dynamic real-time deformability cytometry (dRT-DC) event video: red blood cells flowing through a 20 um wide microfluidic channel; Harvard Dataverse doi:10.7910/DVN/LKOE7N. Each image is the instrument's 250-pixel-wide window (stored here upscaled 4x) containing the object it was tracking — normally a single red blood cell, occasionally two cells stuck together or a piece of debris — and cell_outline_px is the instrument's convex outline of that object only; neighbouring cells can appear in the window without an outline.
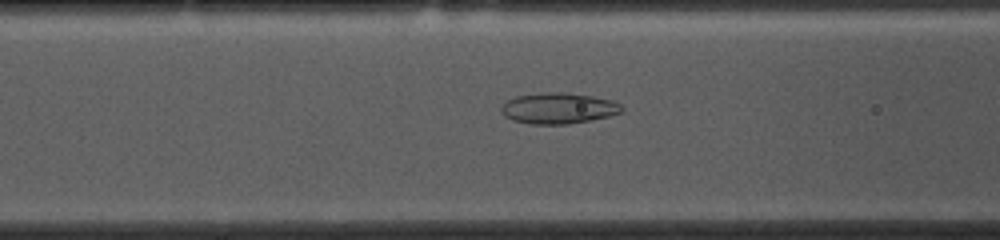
{"species": "common noctule bat (a hibernating species)", "species_latin": "Nyctalus noctula", "temperature_condition": "cold", "stored_images_in_passage": 52, "camera_frame_rate_fps": 3000, "um_per_image_px": 0.085, "animal": {"sex": "female", "body_mass_g": 10.0, "forearm_length_mm": 53.1}, "frame": {"image": 1, "passage_image": 19, "time_ms": 6.0, "image_size_px": [1000, 240], "cell_outline_px": [[624, 112], [592, 120], [568, 124], [532, 124], [512, 120], [504, 116], [500, 108], [508, 100], [516, 96], [544, 92], [560, 92], [592, 96], [612, 100], [620, 104], [624, 108]], "centroid_in_image_um": [47.49, 9.2], "position_along_channel_um": 119.1, "area_um2": 21.73}}
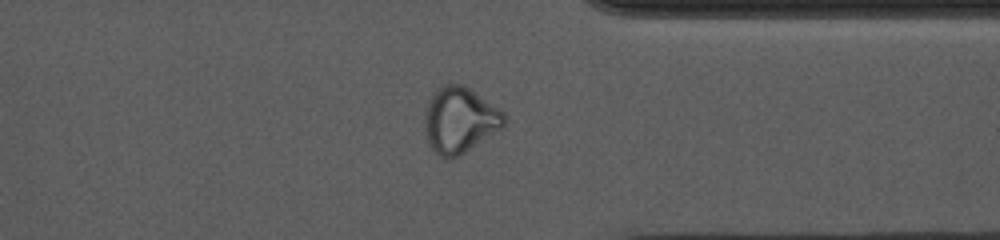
{"frame": {"image": 2, "passage_image": 40, "time_ms": 13.0, "image_size_px": [1000, 240], "cell_outline_px": [[508, 120], [500, 128], [460, 156], [440, 156], [432, 148], [428, 140], [424, 124], [424, 120], [428, 104], [436, 88], [444, 84], [464, 84], [504, 112]], "centroid_in_image_um": [39.09, 10.17], "position_along_channel_um": 372.3, "area_um2": 29.94}}
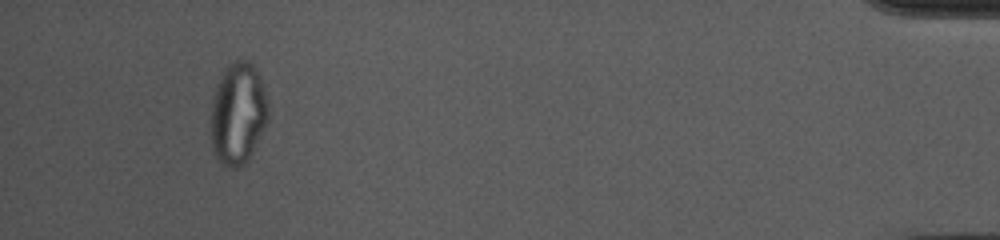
{"frame": {"image": 3, "passage_image": 49, "time_ms": 16.0, "image_size_px": [1000, 240], "cell_outline_px": [[268, 120], [248, 160], [240, 168], [232, 168], [216, 160], [212, 148], [212, 100], [216, 84], [228, 64], [232, 60], [248, 60], [256, 68], [264, 88], [268, 104]], "centroid_in_image_um": [20.23, 9.64], "position_along_channel_um": 415.0, "area_um2": 34.04}, "authors_computed_cell_mechanics": {"area_um2": 27.5417, "velocity_mm_per_s": 3.698, "shape_relaxation_time_tau1_ms": null, "shape_relaxation_time_tau2_ms": 2.0147, "deformation_change_tau1": null, "deformation_change_tau2": 0.0833}}